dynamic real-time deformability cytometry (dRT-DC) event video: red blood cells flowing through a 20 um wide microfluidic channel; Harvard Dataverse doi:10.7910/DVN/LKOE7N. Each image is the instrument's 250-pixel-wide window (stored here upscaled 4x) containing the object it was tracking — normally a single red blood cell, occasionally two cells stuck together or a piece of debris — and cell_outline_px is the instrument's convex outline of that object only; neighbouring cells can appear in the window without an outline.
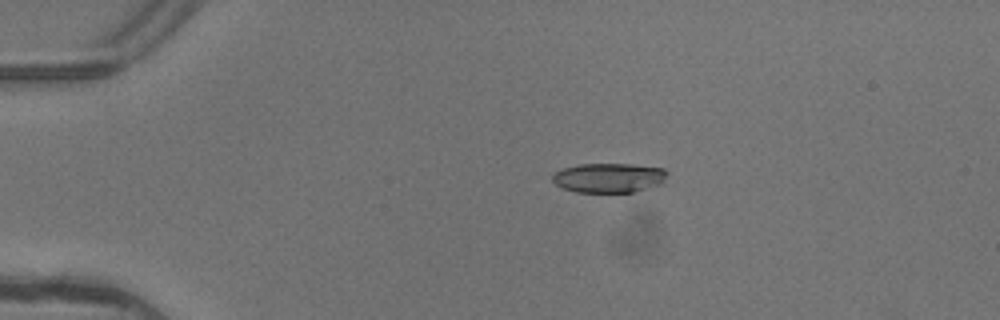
{"species": "common noctule bat (a hibernating species)", "species_latin": "Nyctalus noctula", "temperature_condition": "warm", "stored_images_in_passage": 3, "camera_frame_rate_fps": 3000, "um_per_image_px": 0.085, "animal": {"sex": "female"}, "frame": {"image": 1, "passage_image": 1, "time_ms": 0.0, "image_size_px": [1000, 320], "cell_outline_px": [[668, 172], [664, 184], [632, 192], [576, 192], [564, 188], [556, 184], [552, 180], [552, 176], [560, 168], [580, 164], [632, 164], [664, 168]], "centroid_in_image_um": [51.79, 15.11], "position_along_channel_um": 33.2, "area_um2": 19.94}}
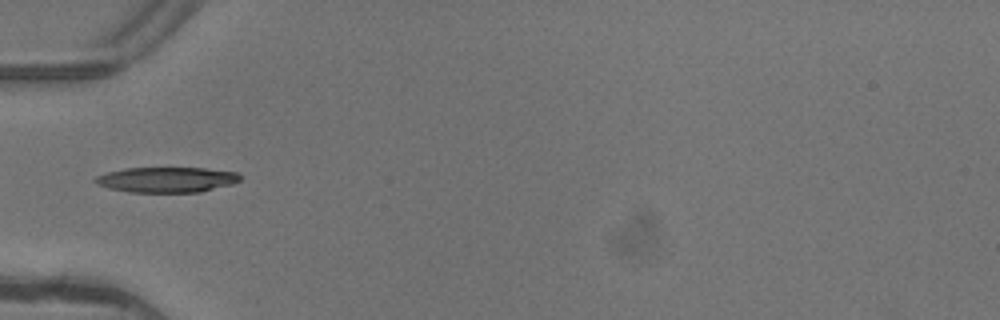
{"frame": {"image": 2, "passage_image": 3, "time_ms": 0.667, "image_size_px": [1000, 320], "cell_outline_px": [[240, 180], [232, 184], [200, 192], [128, 192], [108, 188], [96, 184], [92, 180], [96, 176], [108, 172], [124, 168], [204, 168], [236, 172], [240, 176]], "centroid_in_image_um": [14.13, 15.27], "position_along_channel_um": 70.9, "area_um2": 21.39}}